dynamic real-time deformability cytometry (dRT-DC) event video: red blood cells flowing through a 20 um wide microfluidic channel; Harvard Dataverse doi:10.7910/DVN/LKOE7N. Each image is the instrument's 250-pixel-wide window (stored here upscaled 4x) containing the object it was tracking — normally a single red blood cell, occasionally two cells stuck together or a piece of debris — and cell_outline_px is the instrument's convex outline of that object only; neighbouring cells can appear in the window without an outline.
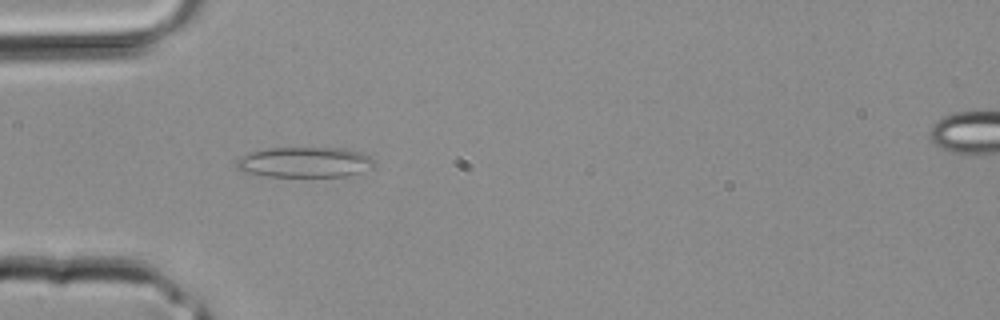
{"species": "common noctule bat (a hibernating species)", "species_latin": "Nyctalus noctula", "temperature_condition": "room temperature", "stored_images_in_passage": 3, "segment_of_instrument_passage": [1, 2], "camera_frame_rate_fps": 3000, "um_per_image_px": 0.085, "animal": {"sex": "male", "body_mass_g": 20.4}, "frame": {"image": 1, "passage_image": 2, "time_ms": 0.333, "image_size_px": [1000, 320], "cell_outline_px": [[376, 164], [372, 168], [348, 176], [268, 176], [248, 172], [236, 168], [236, 160], [240, 156], [252, 152], [268, 148], [344, 148], [360, 152], [368, 156]], "centroid_in_image_um": [25.92, 13.78], "position_along_channel_um": 59.1, "area_um2": 24.22}}